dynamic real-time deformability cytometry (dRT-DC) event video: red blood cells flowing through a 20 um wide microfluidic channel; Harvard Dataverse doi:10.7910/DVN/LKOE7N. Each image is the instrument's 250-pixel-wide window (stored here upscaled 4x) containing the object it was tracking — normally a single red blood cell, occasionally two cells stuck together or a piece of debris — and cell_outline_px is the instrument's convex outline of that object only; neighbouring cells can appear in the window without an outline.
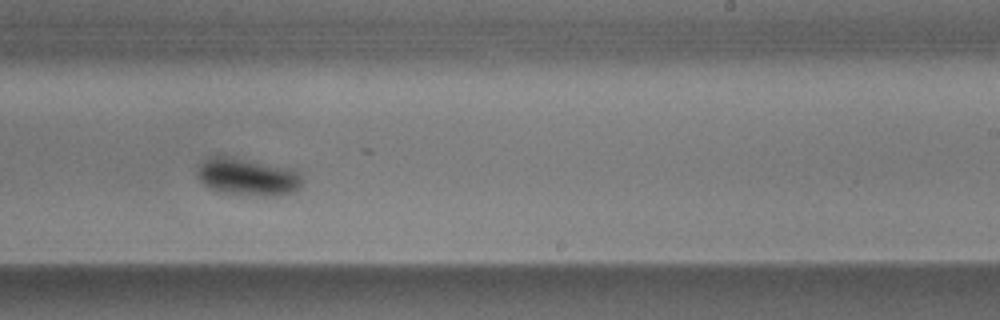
{"species": "common noctule bat (a hibernating species)", "species_latin": "Nyctalus noctula", "temperature_condition": "warm", "stored_images_in_passage": 35, "camera_frame_rate_fps": 3000, "um_per_image_px": 0.085, "animal": {"sex": "male", "body_mass_g": 17.9}, "frame": {"image": 1, "passage_image": 20, "time_ms": 6.333, "image_size_px": [1000, 320], "cell_outline_px": [[304, 180], [292, 192], [276, 196], [256, 196], [216, 192], [208, 188], [196, 176], [196, 168], [208, 156], [228, 156], [296, 168], [300, 172]], "centroid_in_image_um": [21.04, 15.02], "position_along_channel_um": 268.0, "area_um2": 23.52}}
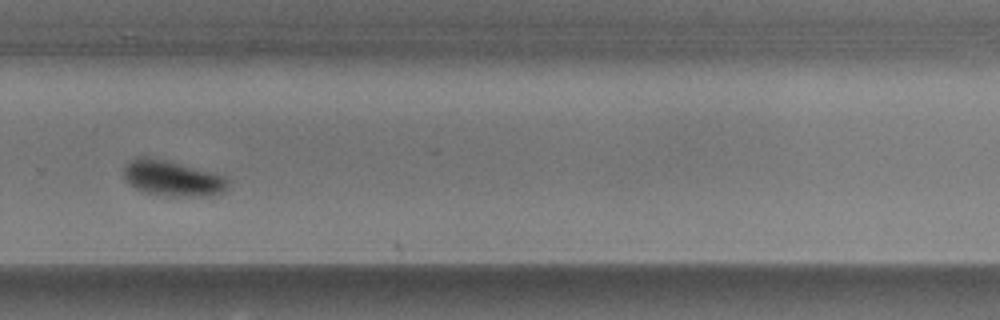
{"frame": {"image": 2, "passage_image": 24, "time_ms": 7.667, "image_size_px": [1000, 320], "cell_outline_px": [[228, 184], [224, 192], [212, 196], [160, 196], [144, 192], [128, 184], [124, 180], [124, 164], [128, 160], [136, 156], [148, 156], [216, 172], [224, 176], [228, 180]], "centroid_in_image_um": [14.63, 15.15], "position_along_channel_um": 315.2, "area_um2": 22.2}, "authors_computed_cell_mechanics": {"area_um2": 21.964, "velocity_mm_per_s": 3.5406, "shape_relaxation_time_tau1_ms": 2.6558, "shape_relaxation_time_tau2_ms": null, "deformation_change_tau1": 0.1503, "deformation_change_tau2": null}}